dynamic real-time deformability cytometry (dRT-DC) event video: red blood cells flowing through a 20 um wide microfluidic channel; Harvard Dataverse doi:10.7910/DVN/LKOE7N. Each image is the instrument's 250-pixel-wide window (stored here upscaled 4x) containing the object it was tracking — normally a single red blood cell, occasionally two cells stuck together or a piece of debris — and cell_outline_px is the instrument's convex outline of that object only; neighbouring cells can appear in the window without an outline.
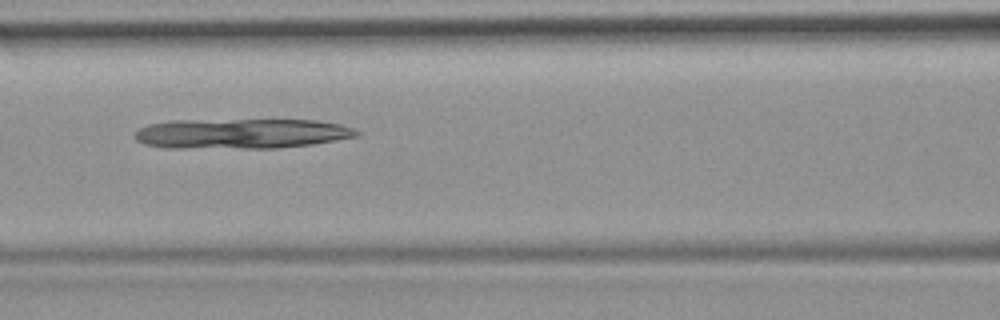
{"species": "common noctule bat (a hibernating species)", "species_latin": "Nyctalus noctula", "temperature_condition": "room temperature", "stored_images_in_passage": 51, "camera_frame_rate_fps": 3000, "um_per_image_px": 0.085, "animal": {"sex": "female", "body_mass_g": 19.9}, "frame": {"image": 1, "passage_image": 22, "time_ms": 7.0, "image_size_px": [1000, 320], "cell_outline_px": [[360, 136], [312, 144], [276, 148], [168, 148], [144, 144], [136, 140], [132, 136], [140, 128], [148, 124], [172, 120], [316, 120], [340, 124], [352, 128], [360, 132]], "centroid_in_image_um": [20.5, 11.36], "position_along_channel_um": 146.1, "area_um2": 39.02}}